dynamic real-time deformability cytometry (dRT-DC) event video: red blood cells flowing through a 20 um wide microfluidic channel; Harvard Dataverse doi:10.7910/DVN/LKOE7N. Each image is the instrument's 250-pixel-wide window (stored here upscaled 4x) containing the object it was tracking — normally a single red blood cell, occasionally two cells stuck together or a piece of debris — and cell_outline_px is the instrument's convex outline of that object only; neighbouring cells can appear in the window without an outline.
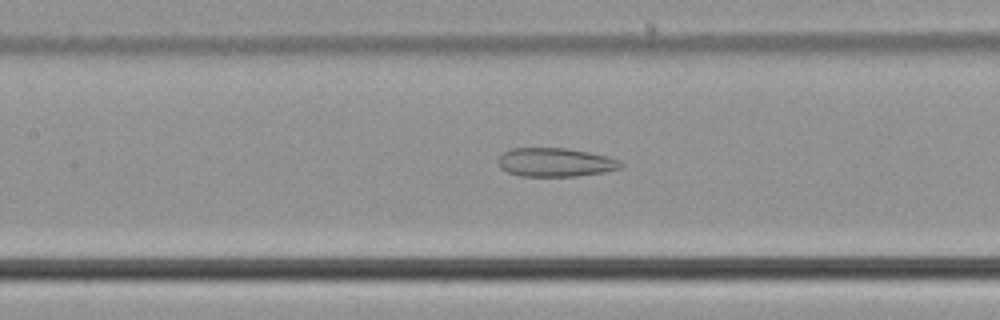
{"species": "common noctule bat (a hibernating species)", "species_latin": "Nyctalus noctula", "temperature_condition": "cold", "stored_images_in_passage": 54, "camera_frame_rate_fps": 3000, "um_per_image_px": 0.085, "animal": {"sex": "male", "body_mass_g": 21.5, "forearm_length_mm": 52.0}, "frame": {"image": 1, "passage_image": 25, "time_ms": 8.0, "image_size_px": [1000, 320], "cell_outline_px": [[624, 164], [620, 168], [604, 172], [576, 176], [520, 176], [508, 172], [500, 168], [496, 160], [504, 152], [512, 148], [568, 148], [608, 156], [620, 160]], "centroid_in_image_um": [47.2, 13.79], "position_along_channel_um": 160.2, "area_um2": 20.63}}
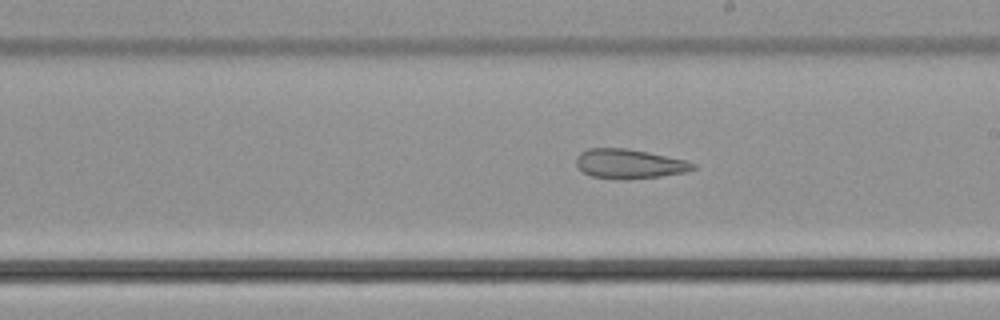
{"frame": {"image": 2, "passage_image": 31, "time_ms": 10.0, "image_size_px": [1000, 320], "cell_outline_px": [[696, 168], [688, 172], [660, 176], [624, 180], [592, 176], [584, 172], [576, 164], [576, 156], [580, 152], [588, 148], [628, 148], [688, 160], [696, 164]], "centroid_in_image_um": [53.52, 13.92], "position_along_channel_um": 235.5, "area_um2": 20.23}}
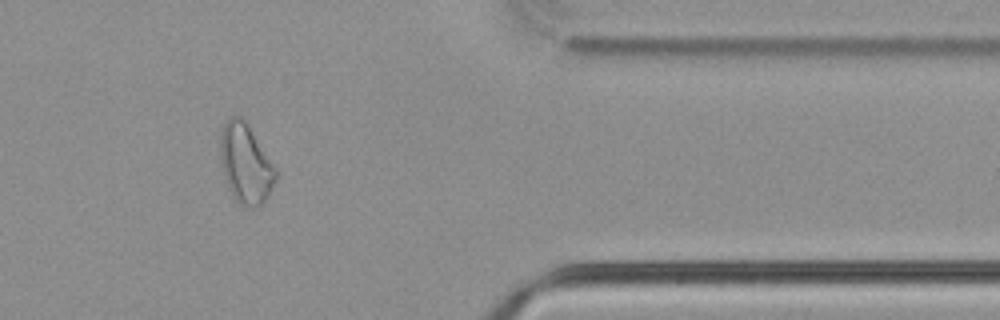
{"frame": {"image": 3, "passage_image": 45, "time_ms": 14.667, "image_size_px": [1000, 320], "cell_outline_px": [[276, 180], [268, 196], [256, 208], [244, 208], [232, 196], [224, 176], [220, 160], [220, 136], [224, 124], [232, 116], [240, 116], [248, 124], [276, 168]], "centroid_in_image_um": [20.87, 13.93], "position_along_channel_um": 390.5, "area_um2": 25.66}, "authors_computed_cell_mechanics": {"area_um2": 26.299, "velocity_mm_per_s": 3.7738, "shape_relaxation_time_tau1_ms": null, "shape_relaxation_time_tau2_ms": 3.8276, "deformation_change_tau1": null, "deformation_change_tau2": 0.1288}}